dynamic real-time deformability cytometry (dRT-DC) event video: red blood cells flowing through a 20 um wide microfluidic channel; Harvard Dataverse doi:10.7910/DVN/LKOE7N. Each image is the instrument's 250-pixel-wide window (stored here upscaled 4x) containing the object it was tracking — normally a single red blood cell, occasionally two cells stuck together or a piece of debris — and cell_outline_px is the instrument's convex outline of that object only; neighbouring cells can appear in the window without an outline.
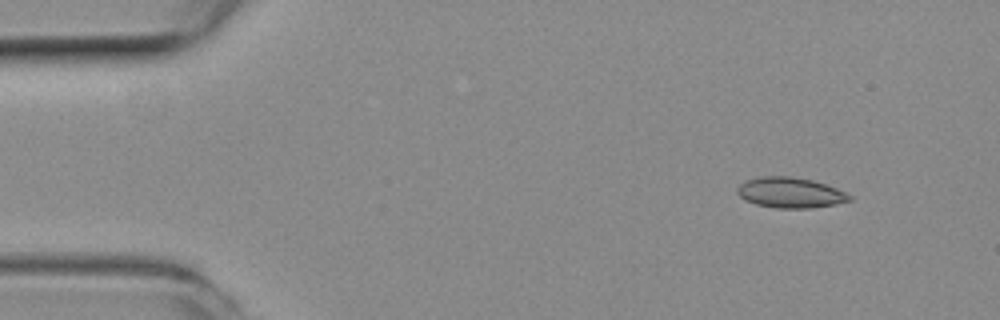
{"species": "common noctule bat (a hibernating species)", "species_latin": "Nyctalus noctula", "temperature_condition": "room temperature", "stored_images_in_passage": 49, "camera_frame_rate_fps": 3000, "um_per_image_px": 0.085, "animal": {"sex": "female", "body_mass_g": 19.3, "forearm_length_mm": 54.1}, "frame": {"image": 1, "passage_image": 4, "time_ms": 1.0, "image_size_px": [1000, 320], "cell_outline_px": [[852, 200], [836, 204], [808, 208], [776, 208], [756, 204], [744, 200], [736, 192], [736, 188], [740, 184], [748, 180], [760, 176], [792, 176], [812, 180], [836, 188], [852, 196]], "centroid_in_image_um": [67.15, 16.37], "position_along_channel_um": 17.8, "area_um2": 19.88}}
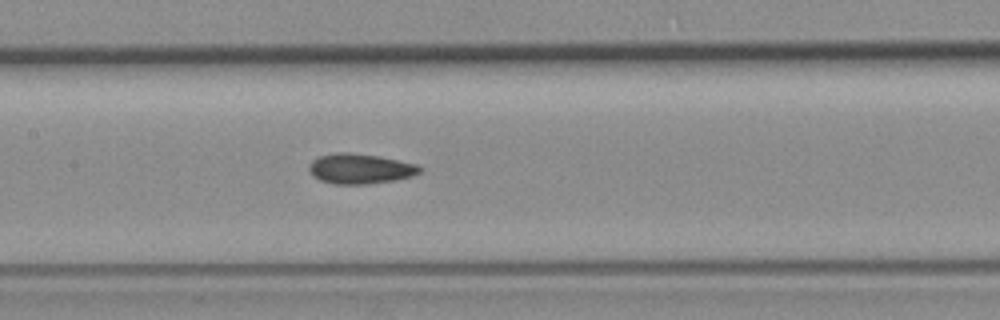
{"frame": {"image": 2, "passage_image": 23, "time_ms": 7.333, "image_size_px": [1000, 320], "cell_outline_px": [[424, 168], [420, 172], [412, 176], [396, 180], [368, 184], [332, 184], [320, 180], [312, 176], [308, 168], [312, 160], [320, 156], [336, 152], [348, 152], [380, 156], [416, 164]], "centroid_in_image_um": [30.61, 14.34], "position_along_channel_um": 176.8, "area_um2": 19.59}}
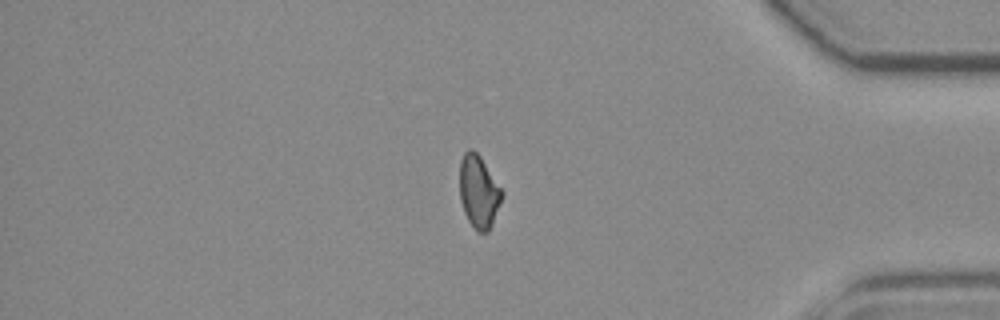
{"frame": {"image": 3, "passage_image": 42, "time_ms": 13.667, "image_size_px": [1000, 320], "cell_outline_px": [[504, 192], [492, 224], [488, 232], [476, 232], [468, 220], [464, 212], [460, 200], [460, 160], [464, 152], [468, 148], [472, 148], [480, 156]], "centroid_in_image_um": [40.68, 16.28], "position_along_channel_um": 394.5, "area_um2": 17.92}}